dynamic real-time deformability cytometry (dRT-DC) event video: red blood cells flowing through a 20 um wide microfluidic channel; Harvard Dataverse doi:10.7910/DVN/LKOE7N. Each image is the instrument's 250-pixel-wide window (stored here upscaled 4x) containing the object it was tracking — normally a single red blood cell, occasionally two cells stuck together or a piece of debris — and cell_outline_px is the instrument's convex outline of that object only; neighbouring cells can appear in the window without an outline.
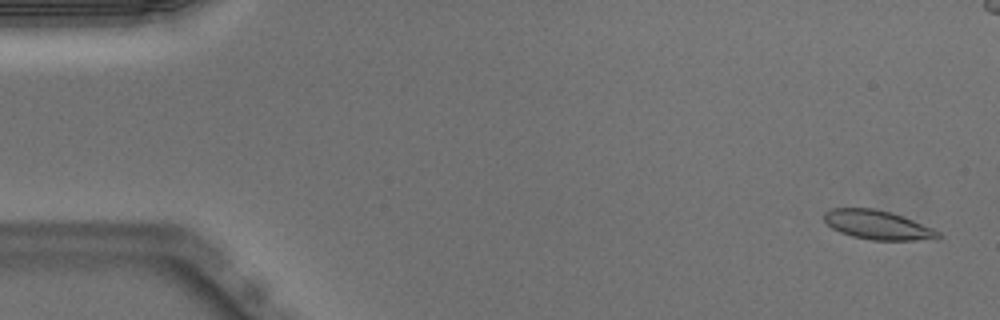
{"species": "Egyptian fruit bat (a non-hibernating species)", "species_latin": "Rousettus aegyptiacus", "temperature_condition": "warm", "stored_images_in_passage": 51, "camera_frame_rate_fps": 3000, "um_per_image_px": 0.085, "animal": {"sex": "male"}, "frame": {"image": 1, "passage_image": 2, "time_ms": 0.333, "image_size_px": [1000, 320], "cell_outline_px": [[944, 236], [936, 240], [872, 240], [852, 236], [840, 232], [832, 228], [824, 220], [824, 212], [832, 208], [876, 208], [904, 216], [932, 228], [940, 232]], "centroid_in_image_um": [74.65, 19.12], "position_along_channel_um": 10.4, "area_um2": 19.54}}
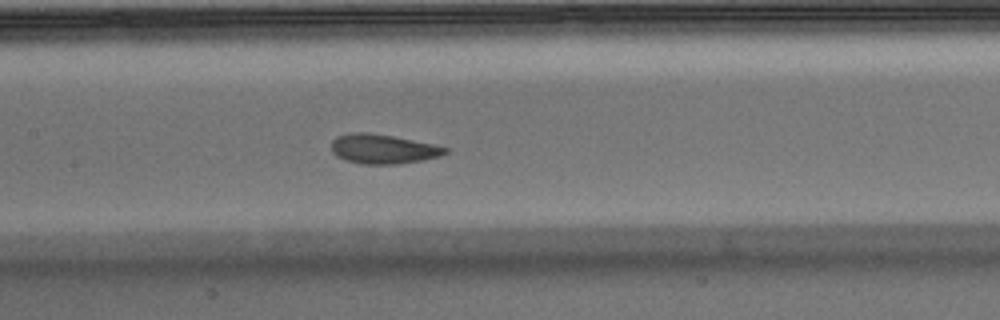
{"frame": {"image": 2, "passage_image": 24, "time_ms": 7.667, "image_size_px": [1000, 320], "cell_outline_px": [[448, 152], [440, 156], [424, 160], [400, 164], [360, 164], [336, 156], [332, 152], [332, 140], [336, 136], [352, 132], [368, 132], [392, 136], [432, 144], [448, 148]], "centroid_in_image_um": [32.55, 12.66], "position_along_channel_um": 174.9, "area_um2": 19.54}}
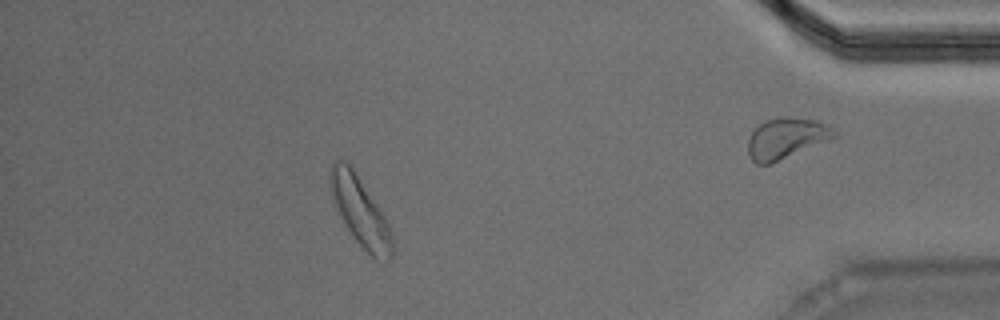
{"frame": {"image": 3, "passage_image": 45, "time_ms": 14.667, "image_size_px": [1000, 320], "cell_outline_px": [[396, 244], [392, 256], [388, 260], [376, 260], [356, 240], [336, 212], [332, 200], [328, 184], [328, 172], [332, 164], [336, 160], [348, 160], [380, 208], [388, 224]], "centroid_in_image_um": [30.6, 17.93], "position_along_channel_um": 404.6, "area_um2": 25.55}, "authors_computed_cell_mechanics": {"area_um2": 19.8254, "velocity_mm_per_s": 3.9685, "shape_relaxation_time_tau1_ms": 2.3261, "shape_relaxation_time_tau2_ms": 1.3288, "deformation_change_tau1": 0.1148, "deformation_change_tau2": 0.0737}}